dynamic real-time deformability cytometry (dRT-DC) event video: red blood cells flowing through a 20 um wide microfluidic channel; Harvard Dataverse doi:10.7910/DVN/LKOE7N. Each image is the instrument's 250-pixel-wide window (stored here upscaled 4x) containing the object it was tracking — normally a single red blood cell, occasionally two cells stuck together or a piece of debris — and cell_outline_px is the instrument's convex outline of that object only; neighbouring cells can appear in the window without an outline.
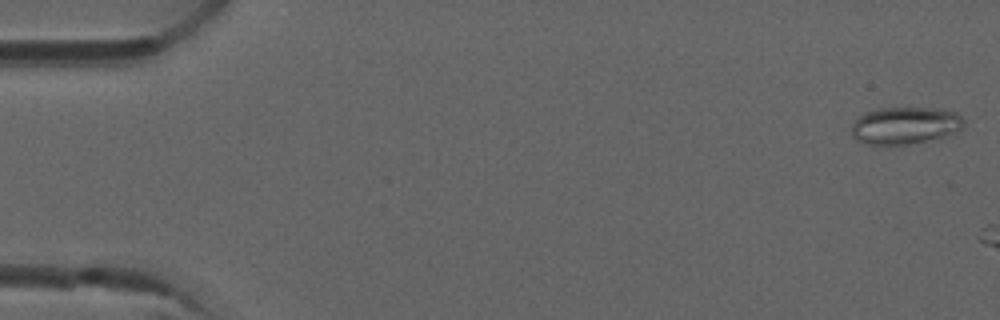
{"species": "common noctule bat (a hibernating species)", "species_latin": "Nyctalus noctula", "temperature_condition": "room temperature", "stored_images_in_passage": 2, "camera_frame_rate_fps": 3000, "um_per_image_px": 0.085, "animal": {"sex": "male", "forearm_length_mm": 52.5}, "frame": {"image": 1, "passage_image": 1, "time_ms": 0.0, "image_size_px": [1000, 320], "cell_outline_px": [[964, 128], [940, 140], [884, 148], [864, 144], [856, 140], [852, 136], [852, 124], [864, 112], [880, 108], [940, 108], [956, 112], [964, 120]], "centroid_in_image_um": [76.95, 10.73], "position_along_channel_um": 8.1, "area_um2": 25.61}}